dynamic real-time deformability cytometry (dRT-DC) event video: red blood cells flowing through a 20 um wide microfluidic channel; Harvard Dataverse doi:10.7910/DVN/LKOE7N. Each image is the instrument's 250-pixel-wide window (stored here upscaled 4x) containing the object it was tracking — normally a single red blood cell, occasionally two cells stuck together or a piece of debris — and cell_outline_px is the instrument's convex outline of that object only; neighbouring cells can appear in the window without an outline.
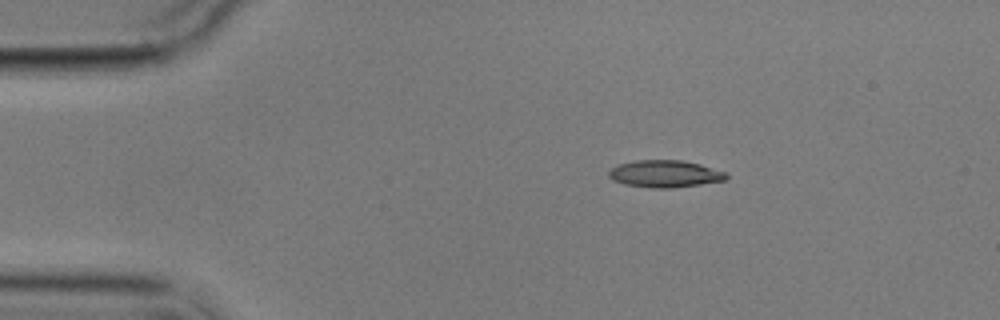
{"species": "common noctule bat (a hibernating species)", "species_latin": "Nyctalus noctula", "temperature_condition": "cold", "stored_images_in_passage": 3, "camera_frame_rate_fps": 3000, "um_per_image_px": 0.085, "animal": {"sex": "male", "body_mass_g": 17.9}, "frame": {"image": 1, "passage_image": 1, "time_ms": 0.0, "image_size_px": [1000, 320], "cell_outline_px": [[728, 176], [724, 180], [700, 184], [672, 188], [652, 188], [624, 184], [612, 180], [608, 176], [608, 172], [612, 168], [620, 164], [636, 160], [680, 160], [700, 164], [728, 172]], "centroid_in_image_um": [56.52, 14.77], "position_along_channel_um": 28.5, "area_um2": 18.55}}